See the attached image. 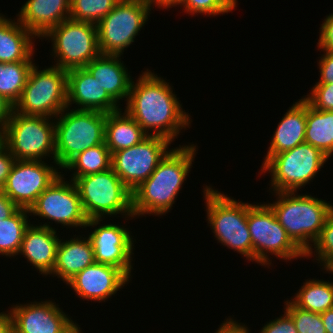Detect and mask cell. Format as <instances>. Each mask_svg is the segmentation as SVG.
I'll return each instance as SVG.
<instances>
[{
  "label": "cell",
  "instance_id": "cell-1",
  "mask_svg": "<svg viewBox=\"0 0 333 333\" xmlns=\"http://www.w3.org/2000/svg\"><path fill=\"white\" fill-rule=\"evenodd\" d=\"M171 86L146 69L136 83L132 81L124 110L148 136H160L172 142L182 129H190L192 120Z\"/></svg>",
  "mask_w": 333,
  "mask_h": 333
},
{
  "label": "cell",
  "instance_id": "cell-2",
  "mask_svg": "<svg viewBox=\"0 0 333 333\" xmlns=\"http://www.w3.org/2000/svg\"><path fill=\"white\" fill-rule=\"evenodd\" d=\"M197 149L194 144L171 148L148 179L132 192L134 217L170 212L191 171Z\"/></svg>",
  "mask_w": 333,
  "mask_h": 333
},
{
  "label": "cell",
  "instance_id": "cell-3",
  "mask_svg": "<svg viewBox=\"0 0 333 333\" xmlns=\"http://www.w3.org/2000/svg\"><path fill=\"white\" fill-rule=\"evenodd\" d=\"M273 192L276 201L267 203L291 240L306 253L318 238L333 205L312 195Z\"/></svg>",
  "mask_w": 333,
  "mask_h": 333
},
{
  "label": "cell",
  "instance_id": "cell-4",
  "mask_svg": "<svg viewBox=\"0 0 333 333\" xmlns=\"http://www.w3.org/2000/svg\"><path fill=\"white\" fill-rule=\"evenodd\" d=\"M206 218L214 237L253 262V247L248 229V202L235 200L212 186L203 187Z\"/></svg>",
  "mask_w": 333,
  "mask_h": 333
},
{
  "label": "cell",
  "instance_id": "cell-5",
  "mask_svg": "<svg viewBox=\"0 0 333 333\" xmlns=\"http://www.w3.org/2000/svg\"><path fill=\"white\" fill-rule=\"evenodd\" d=\"M107 114L66 107L55 118L56 164L61 170L78 154L105 143Z\"/></svg>",
  "mask_w": 333,
  "mask_h": 333
},
{
  "label": "cell",
  "instance_id": "cell-6",
  "mask_svg": "<svg viewBox=\"0 0 333 333\" xmlns=\"http://www.w3.org/2000/svg\"><path fill=\"white\" fill-rule=\"evenodd\" d=\"M71 180L78 190L88 220L116 217L117 214L125 216V220L135 218L132 213V192L112 168Z\"/></svg>",
  "mask_w": 333,
  "mask_h": 333
},
{
  "label": "cell",
  "instance_id": "cell-7",
  "mask_svg": "<svg viewBox=\"0 0 333 333\" xmlns=\"http://www.w3.org/2000/svg\"><path fill=\"white\" fill-rule=\"evenodd\" d=\"M3 144L16 160L44 161L51 156L57 165L53 118L27 116L13 110L3 130Z\"/></svg>",
  "mask_w": 333,
  "mask_h": 333
},
{
  "label": "cell",
  "instance_id": "cell-8",
  "mask_svg": "<svg viewBox=\"0 0 333 333\" xmlns=\"http://www.w3.org/2000/svg\"><path fill=\"white\" fill-rule=\"evenodd\" d=\"M67 107V71L33 64L14 111L27 116L54 118Z\"/></svg>",
  "mask_w": 333,
  "mask_h": 333
},
{
  "label": "cell",
  "instance_id": "cell-9",
  "mask_svg": "<svg viewBox=\"0 0 333 333\" xmlns=\"http://www.w3.org/2000/svg\"><path fill=\"white\" fill-rule=\"evenodd\" d=\"M329 160L321 150L309 143L273 155L263 166L261 174L270 173L271 193L297 192L309 184Z\"/></svg>",
  "mask_w": 333,
  "mask_h": 333
},
{
  "label": "cell",
  "instance_id": "cell-10",
  "mask_svg": "<svg viewBox=\"0 0 333 333\" xmlns=\"http://www.w3.org/2000/svg\"><path fill=\"white\" fill-rule=\"evenodd\" d=\"M248 229L252 240L253 262L269 267L272 263L269 255L286 262L305 258V253L287 235L267 203H248Z\"/></svg>",
  "mask_w": 333,
  "mask_h": 333
},
{
  "label": "cell",
  "instance_id": "cell-11",
  "mask_svg": "<svg viewBox=\"0 0 333 333\" xmlns=\"http://www.w3.org/2000/svg\"><path fill=\"white\" fill-rule=\"evenodd\" d=\"M43 38L52 42L51 56L57 60L54 66L66 71L85 67L101 54L94 23L67 19L50 29Z\"/></svg>",
  "mask_w": 333,
  "mask_h": 333
},
{
  "label": "cell",
  "instance_id": "cell-12",
  "mask_svg": "<svg viewBox=\"0 0 333 333\" xmlns=\"http://www.w3.org/2000/svg\"><path fill=\"white\" fill-rule=\"evenodd\" d=\"M151 8L145 0H119L97 23L98 45L103 55H123L147 24Z\"/></svg>",
  "mask_w": 333,
  "mask_h": 333
},
{
  "label": "cell",
  "instance_id": "cell-13",
  "mask_svg": "<svg viewBox=\"0 0 333 333\" xmlns=\"http://www.w3.org/2000/svg\"><path fill=\"white\" fill-rule=\"evenodd\" d=\"M172 142L160 136H147L130 148L111 154V168L123 184L133 192L154 172L170 151Z\"/></svg>",
  "mask_w": 333,
  "mask_h": 333
},
{
  "label": "cell",
  "instance_id": "cell-14",
  "mask_svg": "<svg viewBox=\"0 0 333 333\" xmlns=\"http://www.w3.org/2000/svg\"><path fill=\"white\" fill-rule=\"evenodd\" d=\"M70 181V182H69ZM60 174L36 199L29 214L68 228H85L88 222L74 182Z\"/></svg>",
  "mask_w": 333,
  "mask_h": 333
},
{
  "label": "cell",
  "instance_id": "cell-15",
  "mask_svg": "<svg viewBox=\"0 0 333 333\" xmlns=\"http://www.w3.org/2000/svg\"><path fill=\"white\" fill-rule=\"evenodd\" d=\"M58 169V165H49L45 161L16 160L1 191L19 208L29 210L38 196L61 174Z\"/></svg>",
  "mask_w": 333,
  "mask_h": 333
},
{
  "label": "cell",
  "instance_id": "cell-16",
  "mask_svg": "<svg viewBox=\"0 0 333 333\" xmlns=\"http://www.w3.org/2000/svg\"><path fill=\"white\" fill-rule=\"evenodd\" d=\"M103 220L89 219L85 227H95L94 231L87 235L94 249L95 262L116 266L131 278L132 255L135 249L133 246L136 240H133L129 228L111 222L103 224Z\"/></svg>",
  "mask_w": 333,
  "mask_h": 333
},
{
  "label": "cell",
  "instance_id": "cell-17",
  "mask_svg": "<svg viewBox=\"0 0 333 333\" xmlns=\"http://www.w3.org/2000/svg\"><path fill=\"white\" fill-rule=\"evenodd\" d=\"M58 306L52 300L13 305L12 333H70L78 324Z\"/></svg>",
  "mask_w": 333,
  "mask_h": 333
},
{
  "label": "cell",
  "instance_id": "cell-18",
  "mask_svg": "<svg viewBox=\"0 0 333 333\" xmlns=\"http://www.w3.org/2000/svg\"><path fill=\"white\" fill-rule=\"evenodd\" d=\"M130 278L118 267L97 263L87 266L66 284L79 298L105 302L130 282Z\"/></svg>",
  "mask_w": 333,
  "mask_h": 333
},
{
  "label": "cell",
  "instance_id": "cell-19",
  "mask_svg": "<svg viewBox=\"0 0 333 333\" xmlns=\"http://www.w3.org/2000/svg\"><path fill=\"white\" fill-rule=\"evenodd\" d=\"M77 105L75 110L114 112L121 107L101 87L91 73L85 68H74L67 71V107Z\"/></svg>",
  "mask_w": 333,
  "mask_h": 333
},
{
  "label": "cell",
  "instance_id": "cell-20",
  "mask_svg": "<svg viewBox=\"0 0 333 333\" xmlns=\"http://www.w3.org/2000/svg\"><path fill=\"white\" fill-rule=\"evenodd\" d=\"M30 224L23 235L19 250L20 255L35 267L40 274L51 275L56 262L57 248L60 241L58 233L49 224ZM57 233V234H56Z\"/></svg>",
  "mask_w": 333,
  "mask_h": 333
},
{
  "label": "cell",
  "instance_id": "cell-21",
  "mask_svg": "<svg viewBox=\"0 0 333 333\" xmlns=\"http://www.w3.org/2000/svg\"><path fill=\"white\" fill-rule=\"evenodd\" d=\"M16 18L41 39L50 29L70 19V0H27Z\"/></svg>",
  "mask_w": 333,
  "mask_h": 333
},
{
  "label": "cell",
  "instance_id": "cell-22",
  "mask_svg": "<svg viewBox=\"0 0 333 333\" xmlns=\"http://www.w3.org/2000/svg\"><path fill=\"white\" fill-rule=\"evenodd\" d=\"M120 57L121 55L100 54L85 66L93 78L118 104H120L119 100L127 101L134 80Z\"/></svg>",
  "mask_w": 333,
  "mask_h": 333
},
{
  "label": "cell",
  "instance_id": "cell-23",
  "mask_svg": "<svg viewBox=\"0 0 333 333\" xmlns=\"http://www.w3.org/2000/svg\"><path fill=\"white\" fill-rule=\"evenodd\" d=\"M289 108L277 124L262 166L273 155L305 142L307 101L302 97Z\"/></svg>",
  "mask_w": 333,
  "mask_h": 333
},
{
  "label": "cell",
  "instance_id": "cell-24",
  "mask_svg": "<svg viewBox=\"0 0 333 333\" xmlns=\"http://www.w3.org/2000/svg\"><path fill=\"white\" fill-rule=\"evenodd\" d=\"M69 240L60 238L56 262L51 275L62 279L65 284L76 274L95 262L94 249L89 237L79 235ZM80 237V238H79Z\"/></svg>",
  "mask_w": 333,
  "mask_h": 333
},
{
  "label": "cell",
  "instance_id": "cell-25",
  "mask_svg": "<svg viewBox=\"0 0 333 333\" xmlns=\"http://www.w3.org/2000/svg\"><path fill=\"white\" fill-rule=\"evenodd\" d=\"M15 20L0 13V63L34 62L37 37Z\"/></svg>",
  "mask_w": 333,
  "mask_h": 333
},
{
  "label": "cell",
  "instance_id": "cell-26",
  "mask_svg": "<svg viewBox=\"0 0 333 333\" xmlns=\"http://www.w3.org/2000/svg\"><path fill=\"white\" fill-rule=\"evenodd\" d=\"M123 109L107 113L105 121V144L110 153L130 148L148 135L141 126Z\"/></svg>",
  "mask_w": 333,
  "mask_h": 333
},
{
  "label": "cell",
  "instance_id": "cell-27",
  "mask_svg": "<svg viewBox=\"0 0 333 333\" xmlns=\"http://www.w3.org/2000/svg\"><path fill=\"white\" fill-rule=\"evenodd\" d=\"M305 142L333 155V111L319 110L307 102Z\"/></svg>",
  "mask_w": 333,
  "mask_h": 333
},
{
  "label": "cell",
  "instance_id": "cell-28",
  "mask_svg": "<svg viewBox=\"0 0 333 333\" xmlns=\"http://www.w3.org/2000/svg\"><path fill=\"white\" fill-rule=\"evenodd\" d=\"M295 294L290 301L300 309L321 314L333 308V282L329 280L307 279Z\"/></svg>",
  "mask_w": 333,
  "mask_h": 333
},
{
  "label": "cell",
  "instance_id": "cell-29",
  "mask_svg": "<svg viewBox=\"0 0 333 333\" xmlns=\"http://www.w3.org/2000/svg\"><path fill=\"white\" fill-rule=\"evenodd\" d=\"M28 215V209L18 208L9 218L0 220L1 255L9 258L18 255L24 232L31 224Z\"/></svg>",
  "mask_w": 333,
  "mask_h": 333
},
{
  "label": "cell",
  "instance_id": "cell-30",
  "mask_svg": "<svg viewBox=\"0 0 333 333\" xmlns=\"http://www.w3.org/2000/svg\"><path fill=\"white\" fill-rule=\"evenodd\" d=\"M111 168V153L106 144L93 146L74 157L63 169L72 170L71 178L99 173Z\"/></svg>",
  "mask_w": 333,
  "mask_h": 333
},
{
  "label": "cell",
  "instance_id": "cell-31",
  "mask_svg": "<svg viewBox=\"0 0 333 333\" xmlns=\"http://www.w3.org/2000/svg\"><path fill=\"white\" fill-rule=\"evenodd\" d=\"M33 62L0 63V94L10 103L20 99Z\"/></svg>",
  "mask_w": 333,
  "mask_h": 333
},
{
  "label": "cell",
  "instance_id": "cell-32",
  "mask_svg": "<svg viewBox=\"0 0 333 333\" xmlns=\"http://www.w3.org/2000/svg\"><path fill=\"white\" fill-rule=\"evenodd\" d=\"M119 0H70V19L97 23L107 16Z\"/></svg>",
  "mask_w": 333,
  "mask_h": 333
},
{
  "label": "cell",
  "instance_id": "cell-33",
  "mask_svg": "<svg viewBox=\"0 0 333 333\" xmlns=\"http://www.w3.org/2000/svg\"><path fill=\"white\" fill-rule=\"evenodd\" d=\"M313 254L318 261L317 263H320L319 266H322L323 268L333 259V208L331 209L318 238L305 253V258L314 257Z\"/></svg>",
  "mask_w": 333,
  "mask_h": 333
},
{
  "label": "cell",
  "instance_id": "cell-34",
  "mask_svg": "<svg viewBox=\"0 0 333 333\" xmlns=\"http://www.w3.org/2000/svg\"><path fill=\"white\" fill-rule=\"evenodd\" d=\"M238 0H179L177 5L183 6L189 15L216 16L232 12L237 7Z\"/></svg>",
  "mask_w": 333,
  "mask_h": 333
},
{
  "label": "cell",
  "instance_id": "cell-35",
  "mask_svg": "<svg viewBox=\"0 0 333 333\" xmlns=\"http://www.w3.org/2000/svg\"><path fill=\"white\" fill-rule=\"evenodd\" d=\"M284 303V310L292 317L298 333H326L321 314L300 309L290 300Z\"/></svg>",
  "mask_w": 333,
  "mask_h": 333
},
{
  "label": "cell",
  "instance_id": "cell-36",
  "mask_svg": "<svg viewBox=\"0 0 333 333\" xmlns=\"http://www.w3.org/2000/svg\"><path fill=\"white\" fill-rule=\"evenodd\" d=\"M303 98L315 109L333 111V84H315Z\"/></svg>",
  "mask_w": 333,
  "mask_h": 333
},
{
  "label": "cell",
  "instance_id": "cell-37",
  "mask_svg": "<svg viewBox=\"0 0 333 333\" xmlns=\"http://www.w3.org/2000/svg\"><path fill=\"white\" fill-rule=\"evenodd\" d=\"M259 333H298L292 317L284 311L282 316L270 320Z\"/></svg>",
  "mask_w": 333,
  "mask_h": 333
},
{
  "label": "cell",
  "instance_id": "cell-38",
  "mask_svg": "<svg viewBox=\"0 0 333 333\" xmlns=\"http://www.w3.org/2000/svg\"><path fill=\"white\" fill-rule=\"evenodd\" d=\"M324 22L320 25V35L317 42L318 50H327L333 52V13L326 16Z\"/></svg>",
  "mask_w": 333,
  "mask_h": 333
},
{
  "label": "cell",
  "instance_id": "cell-39",
  "mask_svg": "<svg viewBox=\"0 0 333 333\" xmlns=\"http://www.w3.org/2000/svg\"><path fill=\"white\" fill-rule=\"evenodd\" d=\"M324 54L320 57L318 68L320 79L316 84H333V52L321 50Z\"/></svg>",
  "mask_w": 333,
  "mask_h": 333
},
{
  "label": "cell",
  "instance_id": "cell-40",
  "mask_svg": "<svg viewBox=\"0 0 333 333\" xmlns=\"http://www.w3.org/2000/svg\"><path fill=\"white\" fill-rule=\"evenodd\" d=\"M15 161L16 159L14 156L9 152L7 147L2 144L0 146V190L6 184L7 178Z\"/></svg>",
  "mask_w": 333,
  "mask_h": 333
},
{
  "label": "cell",
  "instance_id": "cell-41",
  "mask_svg": "<svg viewBox=\"0 0 333 333\" xmlns=\"http://www.w3.org/2000/svg\"><path fill=\"white\" fill-rule=\"evenodd\" d=\"M225 320L215 333H250L249 328L246 327L247 325L239 323L230 317Z\"/></svg>",
  "mask_w": 333,
  "mask_h": 333
},
{
  "label": "cell",
  "instance_id": "cell-42",
  "mask_svg": "<svg viewBox=\"0 0 333 333\" xmlns=\"http://www.w3.org/2000/svg\"><path fill=\"white\" fill-rule=\"evenodd\" d=\"M19 207L0 190V220L9 218Z\"/></svg>",
  "mask_w": 333,
  "mask_h": 333
},
{
  "label": "cell",
  "instance_id": "cell-43",
  "mask_svg": "<svg viewBox=\"0 0 333 333\" xmlns=\"http://www.w3.org/2000/svg\"><path fill=\"white\" fill-rule=\"evenodd\" d=\"M14 105L10 103L3 95L0 94V129L4 130L9 121Z\"/></svg>",
  "mask_w": 333,
  "mask_h": 333
},
{
  "label": "cell",
  "instance_id": "cell-44",
  "mask_svg": "<svg viewBox=\"0 0 333 333\" xmlns=\"http://www.w3.org/2000/svg\"><path fill=\"white\" fill-rule=\"evenodd\" d=\"M0 333H12L11 310L0 313Z\"/></svg>",
  "mask_w": 333,
  "mask_h": 333
},
{
  "label": "cell",
  "instance_id": "cell-45",
  "mask_svg": "<svg viewBox=\"0 0 333 333\" xmlns=\"http://www.w3.org/2000/svg\"><path fill=\"white\" fill-rule=\"evenodd\" d=\"M148 5L151 8H154L152 6L163 8V9H169L172 7H177V4L179 3V0H145Z\"/></svg>",
  "mask_w": 333,
  "mask_h": 333
},
{
  "label": "cell",
  "instance_id": "cell-46",
  "mask_svg": "<svg viewBox=\"0 0 333 333\" xmlns=\"http://www.w3.org/2000/svg\"><path fill=\"white\" fill-rule=\"evenodd\" d=\"M321 318L324 328L326 329V333H333V308L321 313Z\"/></svg>",
  "mask_w": 333,
  "mask_h": 333
},
{
  "label": "cell",
  "instance_id": "cell-47",
  "mask_svg": "<svg viewBox=\"0 0 333 333\" xmlns=\"http://www.w3.org/2000/svg\"><path fill=\"white\" fill-rule=\"evenodd\" d=\"M323 269L329 274H333V259Z\"/></svg>",
  "mask_w": 333,
  "mask_h": 333
},
{
  "label": "cell",
  "instance_id": "cell-48",
  "mask_svg": "<svg viewBox=\"0 0 333 333\" xmlns=\"http://www.w3.org/2000/svg\"><path fill=\"white\" fill-rule=\"evenodd\" d=\"M81 332L82 330L80 329L79 325H77L70 333H81Z\"/></svg>",
  "mask_w": 333,
  "mask_h": 333
},
{
  "label": "cell",
  "instance_id": "cell-49",
  "mask_svg": "<svg viewBox=\"0 0 333 333\" xmlns=\"http://www.w3.org/2000/svg\"><path fill=\"white\" fill-rule=\"evenodd\" d=\"M3 144V130L0 129V146Z\"/></svg>",
  "mask_w": 333,
  "mask_h": 333
}]
</instances>
